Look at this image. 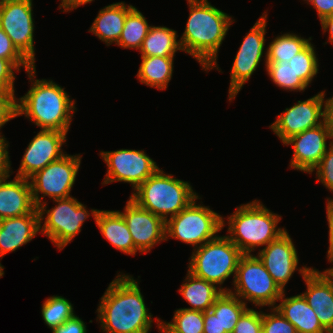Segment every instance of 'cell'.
<instances>
[{
	"label": "cell",
	"mask_w": 333,
	"mask_h": 333,
	"mask_svg": "<svg viewBox=\"0 0 333 333\" xmlns=\"http://www.w3.org/2000/svg\"><path fill=\"white\" fill-rule=\"evenodd\" d=\"M305 281L306 291L301 293L327 330L333 327V275L328 269L319 271L303 266L298 270Z\"/></svg>",
	"instance_id": "18"
},
{
	"label": "cell",
	"mask_w": 333,
	"mask_h": 333,
	"mask_svg": "<svg viewBox=\"0 0 333 333\" xmlns=\"http://www.w3.org/2000/svg\"><path fill=\"white\" fill-rule=\"evenodd\" d=\"M141 64L137 72L140 83L157 90H165L172 79L174 57L141 56Z\"/></svg>",
	"instance_id": "27"
},
{
	"label": "cell",
	"mask_w": 333,
	"mask_h": 333,
	"mask_svg": "<svg viewBox=\"0 0 333 333\" xmlns=\"http://www.w3.org/2000/svg\"><path fill=\"white\" fill-rule=\"evenodd\" d=\"M323 33L329 32L328 43L333 44V15L325 17L320 21Z\"/></svg>",
	"instance_id": "47"
},
{
	"label": "cell",
	"mask_w": 333,
	"mask_h": 333,
	"mask_svg": "<svg viewBox=\"0 0 333 333\" xmlns=\"http://www.w3.org/2000/svg\"><path fill=\"white\" fill-rule=\"evenodd\" d=\"M267 12L256 21L249 33L244 37L236 53L230 72L228 101L235 99L243 85L248 82L256 71L264 54Z\"/></svg>",
	"instance_id": "12"
},
{
	"label": "cell",
	"mask_w": 333,
	"mask_h": 333,
	"mask_svg": "<svg viewBox=\"0 0 333 333\" xmlns=\"http://www.w3.org/2000/svg\"><path fill=\"white\" fill-rule=\"evenodd\" d=\"M8 146L9 142L0 132V178L10 176L13 173V171L11 170L12 168Z\"/></svg>",
	"instance_id": "42"
},
{
	"label": "cell",
	"mask_w": 333,
	"mask_h": 333,
	"mask_svg": "<svg viewBox=\"0 0 333 333\" xmlns=\"http://www.w3.org/2000/svg\"><path fill=\"white\" fill-rule=\"evenodd\" d=\"M15 70V71H14ZM19 70L6 59L0 58V90H12L14 89V82L16 79L15 72Z\"/></svg>",
	"instance_id": "40"
},
{
	"label": "cell",
	"mask_w": 333,
	"mask_h": 333,
	"mask_svg": "<svg viewBox=\"0 0 333 333\" xmlns=\"http://www.w3.org/2000/svg\"><path fill=\"white\" fill-rule=\"evenodd\" d=\"M177 31L165 26H151L140 47V55L145 57H175L182 51Z\"/></svg>",
	"instance_id": "26"
},
{
	"label": "cell",
	"mask_w": 333,
	"mask_h": 333,
	"mask_svg": "<svg viewBox=\"0 0 333 333\" xmlns=\"http://www.w3.org/2000/svg\"><path fill=\"white\" fill-rule=\"evenodd\" d=\"M133 5L116 2L101 8L88 32L93 33L106 46L118 43L127 14L134 8Z\"/></svg>",
	"instance_id": "23"
},
{
	"label": "cell",
	"mask_w": 333,
	"mask_h": 333,
	"mask_svg": "<svg viewBox=\"0 0 333 333\" xmlns=\"http://www.w3.org/2000/svg\"><path fill=\"white\" fill-rule=\"evenodd\" d=\"M178 292L186 303L191 305V307H184V309L201 312L210 310L216 299L223 293L215 284L194 276L188 270L184 283Z\"/></svg>",
	"instance_id": "25"
},
{
	"label": "cell",
	"mask_w": 333,
	"mask_h": 333,
	"mask_svg": "<svg viewBox=\"0 0 333 333\" xmlns=\"http://www.w3.org/2000/svg\"><path fill=\"white\" fill-rule=\"evenodd\" d=\"M330 263H333V260H332ZM328 270H329L330 273L333 275V267L328 268Z\"/></svg>",
	"instance_id": "51"
},
{
	"label": "cell",
	"mask_w": 333,
	"mask_h": 333,
	"mask_svg": "<svg viewBox=\"0 0 333 333\" xmlns=\"http://www.w3.org/2000/svg\"><path fill=\"white\" fill-rule=\"evenodd\" d=\"M270 310V313L262 311V333H297L294 325L276 308Z\"/></svg>",
	"instance_id": "36"
},
{
	"label": "cell",
	"mask_w": 333,
	"mask_h": 333,
	"mask_svg": "<svg viewBox=\"0 0 333 333\" xmlns=\"http://www.w3.org/2000/svg\"><path fill=\"white\" fill-rule=\"evenodd\" d=\"M314 171L316 172V180L333 193V143L312 172Z\"/></svg>",
	"instance_id": "37"
},
{
	"label": "cell",
	"mask_w": 333,
	"mask_h": 333,
	"mask_svg": "<svg viewBox=\"0 0 333 333\" xmlns=\"http://www.w3.org/2000/svg\"><path fill=\"white\" fill-rule=\"evenodd\" d=\"M86 327L85 322L75 315L60 326L52 329V333H87Z\"/></svg>",
	"instance_id": "41"
},
{
	"label": "cell",
	"mask_w": 333,
	"mask_h": 333,
	"mask_svg": "<svg viewBox=\"0 0 333 333\" xmlns=\"http://www.w3.org/2000/svg\"><path fill=\"white\" fill-rule=\"evenodd\" d=\"M199 197L166 221V241L174 238L196 249L218 236L217 233L226 225L225 218L209 206L198 204L196 200L201 199Z\"/></svg>",
	"instance_id": "7"
},
{
	"label": "cell",
	"mask_w": 333,
	"mask_h": 333,
	"mask_svg": "<svg viewBox=\"0 0 333 333\" xmlns=\"http://www.w3.org/2000/svg\"><path fill=\"white\" fill-rule=\"evenodd\" d=\"M327 140H330L327 146ZM333 143L330 125L326 119L322 124L291 136L283 145H292L293 156L290 168L312 174L322 157Z\"/></svg>",
	"instance_id": "15"
},
{
	"label": "cell",
	"mask_w": 333,
	"mask_h": 333,
	"mask_svg": "<svg viewBox=\"0 0 333 333\" xmlns=\"http://www.w3.org/2000/svg\"><path fill=\"white\" fill-rule=\"evenodd\" d=\"M99 155L108 167L102 182L104 185L126 182L131 184L134 191L159 169L157 163L144 150L100 151Z\"/></svg>",
	"instance_id": "11"
},
{
	"label": "cell",
	"mask_w": 333,
	"mask_h": 333,
	"mask_svg": "<svg viewBox=\"0 0 333 333\" xmlns=\"http://www.w3.org/2000/svg\"><path fill=\"white\" fill-rule=\"evenodd\" d=\"M189 17L180 37L182 51L191 55L202 70H219L217 58L230 26L235 19L211 5L208 0H187Z\"/></svg>",
	"instance_id": "2"
},
{
	"label": "cell",
	"mask_w": 333,
	"mask_h": 333,
	"mask_svg": "<svg viewBox=\"0 0 333 333\" xmlns=\"http://www.w3.org/2000/svg\"><path fill=\"white\" fill-rule=\"evenodd\" d=\"M232 333H262V311L248 308L240 317Z\"/></svg>",
	"instance_id": "38"
},
{
	"label": "cell",
	"mask_w": 333,
	"mask_h": 333,
	"mask_svg": "<svg viewBox=\"0 0 333 333\" xmlns=\"http://www.w3.org/2000/svg\"><path fill=\"white\" fill-rule=\"evenodd\" d=\"M247 305L230 292H223L211 307V311L218 317L219 333H232Z\"/></svg>",
	"instance_id": "28"
},
{
	"label": "cell",
	"mask_w": 333,
	"mask_h": 333,
	"mask_svg": "<svg viewBox=\"0 0 333 333\" xmlns=\"http://www.w3.org/2000/svg\"><path fill=\"white\" fill-rule=\"evenodd\" d=\"M31 87L25 95L16 98L17 117L24 115L41 130H59L68 133L72 117L77 111L65 88L49 79H35L36 66L26 71Z\"/></svg>",
	"instance_id": "3"
},
{
	"label": "cell",
	"mask_w": 333,
	"mask_h": 333,
	"mask_svg": "<svg viewBox=\"0 0 333 333\" xmlns=\"http://www.w3.org/2000/svg\"><path fill=\"white\" fill-rule=\"evenodd\" d=\"M81 159L80 154L66 153L29 178L36 207L42 204V200L46 196L52 200L71 197L70 193L75 184Z\"/></svg>",
	"instance_id": "10"
},
{
	"label": "cell",
	"mask_w": 333,
	"mask_h": 333,
	"mask_svg": "<svg viewBox=\"0 0 333 333\" xmlns=\"http://www.w3.org/2000/svg\"><path fill=\"white\" fill-rule=\"evenodd\" d=\"M326 119L329 122L330 125V131L333 139V96L328 98L327 101V117Z\"/></svg>",
	"instance_id": "48"
},
{
	"label": "cell",
	"mask_w": 333,
	"mask_h": 333,
	"mask_svg": "<svg viewBox=\"0 0 333 333\" xmlns=\"http://www.w3.org/2000/svg\"><path fill=\"white\" fill-rule=\"evenodd\" d=\"M67 133L59 130H40L29 142L23 154L17 177L29 179L48 164L66 154L62 145L67 142Z\"/></svg>",
	"instance_id": "16"
},
{
	"label": "cell",
	"mask_w": 333,
	"mask_h": 333,
	"mask_svg": "<svg viewBox=\"0 0 333 333\" xmlns=\"http://www.w3.org/2000/svg\"><path fill=\"white\" fill-rule=\"evenodd\" d=\"M266 71L271 81L286 91H305L308 87L290 67L289 62H267Z\"/></svg>",
	"instance_id": "33"
},
{
	"label": "cell",
	"mask_w": 333,
	"mask_h": 333,
	"mask_svg": "<svg viewBox=\"0 0 333 333\" xmlns=\"http://www.w3.org/2000/svg\"><path fill=\"white\" fill-rule=\"evenodd\" d=\"M232 282L234 291L229 292L246 305L251 302L256 308L258 306L275 308L283 293L258 256L253 254L241 256Z\"/></svg>",
	"instance_id": "9"
},
{
	"label": "cell",
	"mask_w": 333,
	"mask_h": 333,
	"mask_svg": "<svg viewBox=\"0 0 333 333\" xmlns=\"http://www.w3.org/2000/svg\"><path fill=\"white\" fill-rule=\"evenodd\" d=\"M258 258L282 291L298 270L299 258L287 230L257 252Z\"/></svg>",
	"instance_id": "19"
},
{
	"label": "cell",
	"mask_w": 333,
	"mask_h": 333,
	"mask_svg": "<svg viewBox=\"0 0 333 333\" xmlns=\"http://www.w3.org/2000/svg\"><path fill=\"white\" fill-rule=\"evenodd\" d=\"M327 205H326V216L328 221V229H329V247L327 250V259L328 262L333 260V197L327 198Z\"/></svg>",
	"instance_id": "44"
},
{
	"label": "cell",
	"mask_w": 333,
	"mask_h": 333,
	"mask_svg": "<svg viewBox=\"0 0 333 333\" xmlns=\"http://www.w3.org/2000/svg\"><path fill=\"white\" fill-rule=\"evenodd\" d=\"M0 58L9 60L19 71L25 72L34 65L16 48L9 36L0 27Z\"/></svg>",
	"instance_id": "35"
},
{
	"label": "cell",
	"mask_w": 333,
	"mask_h": 333,
	"mask_svg": "<svg viewBox=\"0 0 333 333\" xmlns=\"http://www.w3.org/2000/svg\"><path fill=\"white\" fill-rule=\"evenodd\" d=\"M318 58L314 45L310 42L289 61L296 75L307 85L311 84L319 72Z\"/></svg>",
	"instance_id": "34"
},
{
	"label": "cell",
	"mask_w": 333,
	"mask_h": 333,
	"mask_svg": "<svg viewBox=\"0 0 333 333\" xmlns=\"http://www.w3.org/2000/svg\"><path fill=\"white\" fill-rule=\"evenodd\" d=\"M151 26L145 16L134 7L127 14L121 36L116 45L126 49L139 50Z\"/></svg>",
	"instance_id": "31"
},
{
	"label": "cell",
	"mask_w": 333,
	"mask_h": 333,
	"mask_svg": "<svg viewBox=\"0 0 333 333\" xmlns=\"http://www.w3.org/2000/svg\"><path fill=\"white\" fill-rule=\"evenodd\" d=\"M129 197L138 206L161 217L165 222L177 215L199 196L189 182L158 169Z\"/></svg>",
	"instance_id": "5"
},
{
	"label": "cell",
	"mask_w": 333,
	"mask_h": 333,
	"mask_svg": "<svg viewBox=\"0 0 333 333\" xmlns=\"http://www.w3.org/2000/svg\"><path fill=\"white\" fill-rule=\"evenodd\" d=\"M10 176L0 178V220L20 217L26 214H39L32 198L29 179Z\"/></svg>",
	"instance_id": "20"
},
{
	"label": "cell",
	"mask_w": 333,
	"mask_h": 333,
	"mask_svg": "<svg viewBox=\"0 0 333 333\" xmlns=\"http://www.w3.org/2000/svg\"><path fill=\"white\" fill-rule=\"evenodd\" d=\"M15 117H17L15 92L0 90V129Z\"/></svg>",
	"instance_id": "39"
},
{
	"label": "cell",
	"mask_w": 333,
	"mask_h": 333,
	"mask_svg": "<svg viewBox=\"0 0 333 333\" xmlns=\"http://www.w3.org/2000/svg\"><path fill=\"white\" fill-rule=\"evenodd\" d=\"M33 0H0V27L35 65Z\"/></svg>",
	"instance_id": "13"
},
{
	"label": "cell",
	"mask_w": 333,
	"mask_h": 333,
	"mask_svg": "<svg viewBox=\"0 0 333 333\" xmlns=\"http://www.w3.org/2000/svg\"><path fill=\"white\" fill-rule=\"evenodd\" d=\"M95 223L102 236L113 247L124 254L134 256L138 250L123 216L116 210H99L95 218Z\"/></svg>",
	"instance_id": "24"
},
{
	"label": "cell",
	"mask_w": 333,
	"mask_h": 333,
	"mask_svg": "<svg viewBox=\"0 0 333 333\" xmlns=\"http://www.w3.org/2000/svg\"><path fill=\"white\" fill-rule=\"evenodd\" d=\"M41 315L45 324L52 330L76 314L73 304L68 299L63 296L53 295L43 302Z\"/></svg>",
	"instance_id": "32"
},
{
	"label": "cell",
	"mask_w": 333,
	"mask_h": 333,
	"mask_svg": "<svg viewBox=\"0 0 333 333\" xmlns=\"http://www.w3.org/2000/svg\"><path fill=\"white\" fill-rule=\"evenodd\" d=\"M313 6L318 14L319 21L333 15V0H304Z\"/></svg>",
	"instance_id": "43"
},
{
	"label": "cell",
	"mask_w": 333,
	"mask_h": 333,
	"mask_svg": "<svg viewBox=\"0 0 333 333\" xmlns=\"http://www.w3.org/2000/svg\"><path fill=\"white\" fill-rule=\"evenodd\" d=\"M310 40L312 37L306 39L290 32L276 36L265 49V67L267 62H289L310 43Z\"/></svg>",
	"instance_id": "29"
},
{
	"label": "cell",
	"mask_w": 333,
	"mask_h": 333,
	"mask_svg": "<svg viewBox=\"0 0 333 333\" xmlns=\"http://www.w3.org/2000/svg\"><path fill=\"white\" fill-rule=\"evenodd\" d=\"M4 266L0 262V278L4 276Z\"/></svg>",
	"instance_id": "49"
},
{
	"label": "cell",
	"mask_w": 333,
	"mask_h": 333,
	"mask_svg": "<svg viewBox=\"0 0 333 333\" xmlns=\"http://www.w3.org/2000/svg\"><path fill=\"white\" fill-rule=\"evenodd\" d=\"M325 90L304 101L298 100L286 108L269 126L275 135L284 143L291 136L322 124L327 117Z\"/></svg>",
	"instance_id": "14"
},
{
	"label": "cell",
	"mask_w": 333,
	"mask_h": 333,
	"mask_svg": "<svg viewBox=\"0 0 333 333\" xmlns=\"http://www.w3.org/2000/svg\"><path fill=\"white\" fill-rule=\"evenodd\" d=\"M53 202L56 206L51 209H47L46 201L37 207L40 232L59 250H63L81 232V227L90 214L95 220L99 210L91 209L89 213L86 206L72 196L55 199Z\"/></svg>",
	"instance_id": "8"
},
{
	"label": "cell",
	"mask_w": 333,
	"mask_h": 333,
	"mask_svg": "<svg viewBox=\"0 0 333 333\" xmlns=\"http://www.w3.org/2000/svg\"><path fill=\"white\" fill-rule=\"evenodd\" d=\"M203 333H219L218 317L211 310L204 312Z\"/></svg>",
	"instance_id": "45"
},
{
	"label": "cell",
	"mask_w": 333,
	"mask_h": 333,
	"mask_svg": "<svg viewBox=\"0 0 333 333\" xmlns=\"http://www.w3.org/2000/svg\"><path fill=\"white\" fill-rule=\"evenodd\" d=\"M139 280L119 273L100 298L97 319L105 333H149L152 313L145 305Z\"/></svg>",
	"instance_id": "1"
},
{
	"label": "cell",
	"mask_w": 333,
	"mask_h": 333,
	"mask_svg": "<svg viewBox=\"0 0 333 333\" xmlns=\"http://www.w3.org/2000/svg\"><path fill=\"white\" fill-rule=\"evenodd\" d=\"M124 218L135 248L142 254L151 252L154 245L166 241V222L159 216L138 206L132 199L126 202Z\"/></svg>",
	"instance_id": "17"
},
{
	"label": "cell",
	"mask_w": 333,
	"mask_h": 333,
	"mask_svg": "<svg viewBox=\"0 0 333 333\" xmlns=\"http://www.w3.org/2000/svg\"><path fill=\"white\" fill-rule=\"evenodd\" d=\"M325 333H333V327L326 330Z\"/></svg>",
	"instance_id": "50"
},
{
	"label": "cell",
	"mask_w": 333,
	"mask_h": 333,
	"mask_svg": "<svg viewBox=\"0 0 333 333\" xmlns=\"http://www.w3.org/2000/svg\"><path fill=\"white\" fill-rule=\"evenodd\" d=\"M193 250L188 271L215 284L223 292H229L231 289L222 285L231 275L235 279L237 266L243 255L241 250L226 235H218Z\"/></svg>",
	"instance_id": "6"
},
{
	"label": "cell",
	"mask_w": 333,
	"mask_h": 333,
	"mask_svg": "<svg viewBox=\"0 0 333 333\" xmlns=\"http://www.w3.org/2000/svg\"><path fill=\"white\" fill-rule=\"evenodd\" d=\"M283 291L276 309L291 322L297 333H325L313 308L309 306L302 294L286 297Z\"/></svg>",
	"instance_id": "22"
},
{
	"label": "cell",
	"mask_w": 333,
	"mask_h": 333,
	"mask_svg": "<svg viewBox=\"0 0 333 333\" xmlns=\"http://www.w3.org/2000/svg\"><path fill=\"white\" fill-rule=\"evenodd\" d=\"M40 232L39 214L0 220V260L9 252L26 245Z\"/></svg>",
	"instance_id": "21"
},
{
	"label": "cell",
	"mask_w": 333,
	"mask_h": 333,
	"mask_svg": "<svg viewBox=\"0 0 333 333\" xmlns=\"http://www.w3.org/2000/svg\"><path fill=\"white\" fill-rule=\"evenodd\" d=\"M281 215L265 207L260 200L241 204L227 217V237L243 254H251L258 247L267 246L286 229L278 227Z\"/></svg>",
	"instance_id": "4"
},
{
	"label": "cell",
	"mask_w": 333,
	"mask_h": 333,
	"mask_svg": "<svg viewBox=\"0 0 333 333\" xmlns=\"http://www.w3.org/2000/svg\"><path fill=\"white\" fill-rule=\"evenodd\" d=\"M94 0H61V4L59 5V9L61 12H70L73 9L80 7L81 5L91 3Z\"/></svg>",
	"instance_id": "46"
},
{
	"label": "cell",
	"mask_w": 333,
	"mask_h": 333,
	"mask_svg": "<svg viewBox=\"0 0 333 333\" xmlns=\"http://www.w3.org/2000/svg\"><path fill=\"white\" fill-rule=\"evenodd\" d=\"M161 333H203L204 312L179 308L174 311L172 321L155 318Z\"/></svg>",
	"instance_id": "30"
}]
</instances>
